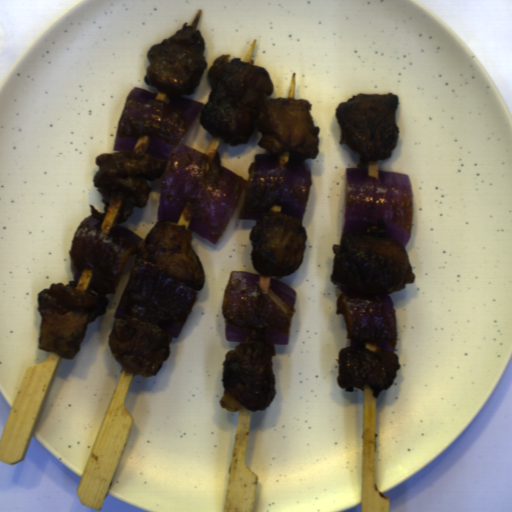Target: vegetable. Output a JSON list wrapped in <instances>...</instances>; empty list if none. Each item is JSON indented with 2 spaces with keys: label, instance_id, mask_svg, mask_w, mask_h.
Instances as JSON below:
<instances>
[{
  "label": "vegetable",
  "instance_id": "1",
  "mask_svg": "<svg viewBox=\"0 0 512 512\" xmlns=\"http://www.w3.org/2000/svg\"><path fill=\"white\" fill-rule=\"evenodd\" d=\"M138 87L129 93L118 123L114 151L137 152L165 160L160 180L158 222L186 227L217 244L245 192L238 220H257L264 212L302 219L311 170L306 161L278 164L257 153L247 180L182 141L205 105L180 96L168 102Z\"/></svg>",
  "mask_w": 512,
  "mask_h": 512
},
{
  "label": "vegetable",
  "instance_id": "2",
  "mask_svg": "<svg viewBox=\"0 0 512 512\" xmlns=\"http://www.w3.org/2000/svg\"><path fill=\"white\" fill-rule=\"evenodd\" d=\"M295 306L296 291L285 282L232 270L223 292L225 339L270 340L274 346H286Z\"/></svg>",
  "mask_w": 512,
  "mask_h": 512
},
{
  "label": "vegetable",
  "instance_id": "3",
  "mask_svg": "<svg viewBox=\"0 0 512 512\" xmlns=\"http://www.w3.org/2000/svg\"><path fill=\"white\" fill-rule=\"evenodd\" d=\"M347 188L343 233L382 234L403 244L411 237L412 187L408 175L346 168Z\"/></svg>",
  "mask_w": 512,
  "mask_h": 512
},
{
  "label": "vegetable",
  "instance_id": "4",
  "mask_svg": "<svg viewBox=\"0 0 512 512\" xmlns=\"http://www.w3.org/2000/svg\"><path fill=\"white\" fill-rule=\"evenodd\" d=\"M122 200L99 212L92 204V215L77 228L71 250V271L79 282L83 272H92L88 287L102 295L116 294L130 256L140 251L143 239L119 226Z\"/></svg>",
  "mask_w": 512,
  "mask_h": 512
},
{
  "label": "vegetable",
  "instance_id": "5",
  "mask_svg": "<svg viewBox=\"0 0 512 512\" xmlns=\"http://www.w3.org/2000/svg\"><path fill=\"white\" fill-rule=\"evenodd\" d=\"M198 293L154 266L132 270L113 318H138L179 337Z\"/></svg>",
  "mask_w": 512,
  "mask_h": 512
},
{
  "label": "vegetable",
  "instance_id": "6",
  "mask_svg": "<svg viewBox=\"0 0 512 512\" xmlns=\"http://www.w3.org/2000/svg\"><path fill=\"white\" fill-rule=\"evenodd\" d=\"M336 314H342L351 346L371 352L395 350L398 336L394 300L386 293L376 296H351L337 299Z\"/></svg>",
  "mask_w": 512,
  "mask_h": 512
}]
</instances>
